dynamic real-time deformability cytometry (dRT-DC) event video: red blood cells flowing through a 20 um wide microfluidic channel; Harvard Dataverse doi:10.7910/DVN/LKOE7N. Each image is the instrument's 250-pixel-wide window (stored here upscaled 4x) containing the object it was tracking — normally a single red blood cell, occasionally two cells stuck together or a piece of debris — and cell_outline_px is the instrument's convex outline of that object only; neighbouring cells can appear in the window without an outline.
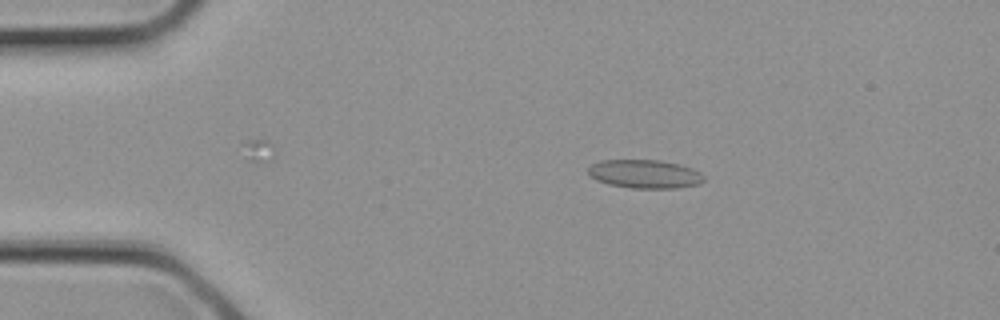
{"species": "common noctule bat (a hibernating species)", "species_latin": "Nyctalus noctula", "temperature_condition": "cold", "stored_images_in_passage": 14, "camera_frame_rate_fps": 3000, "um_per_image_px": 0.085, "animal": {"sex": "female", "body_mass_g": 21.9}, "frame": {"image": 1, "passage_image": 4, "time_ms": 1.0, "image_size_px": [1000, 320], "cell_outline_px": [[704, 180], [700, 184], [676, 188], [632, 188], [608, 184], [596, 180], [588, 176], [588, 168], [592, 164], [600, 160], [660, 160], [692, 168], [700, 172], [704, 176]], "centroid_in_image_um": [54.78, 14.79], "position_along_channel_um": 30.2, "area_um2": 19.31}}
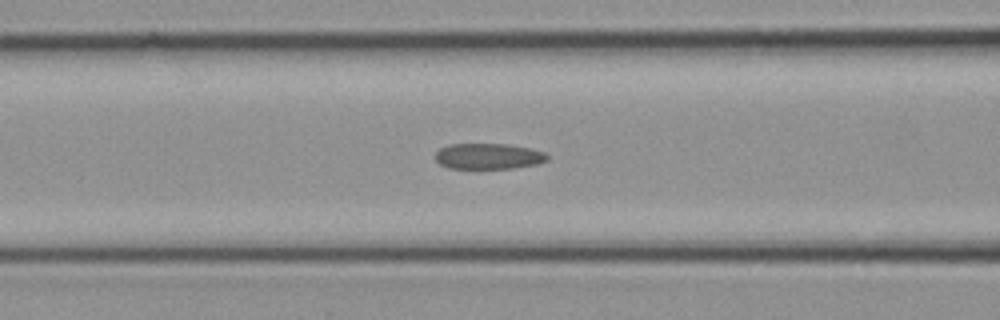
{"frame": {"image": 2, "passage_image": 10, "time_ms": 3.0, "image_size_px": [1000, 320], "cell_outline_px": [[548, 160], [536, 164], [512, 168], [448, 168], [440, 164], [436, 160], [436, 152], [440, 148], [448, 144], [508, 144], [528, 148], [544, 152], [548, 156]], "centroid_in_image_um": [41.49, 13.27], "position_along_channel_um": 125.1, "area_um2": 16.7}}
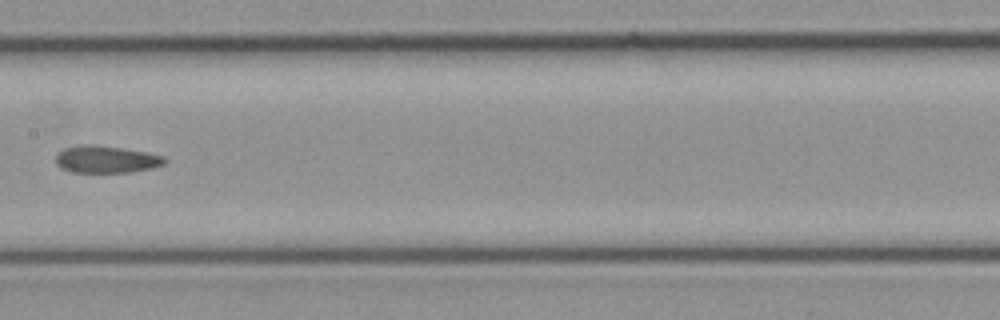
{"frame": {"image": 3, "passage_image": 13, "time_ms": 4.0, "image_size_px": [1000, 320], "cell_outline_px": [[168, 160], [164, 164], [152, 168], [132, 172], [72, 172], [60, 168], [56, 164], [56, 152], [64, 148], [80, 144], [92, 144], [148, 152], [164, 156]], "centroid_in_image_um": [9.01, 13.54], "position_along_channel_um": 198.4, "area_um2": 17.46}}